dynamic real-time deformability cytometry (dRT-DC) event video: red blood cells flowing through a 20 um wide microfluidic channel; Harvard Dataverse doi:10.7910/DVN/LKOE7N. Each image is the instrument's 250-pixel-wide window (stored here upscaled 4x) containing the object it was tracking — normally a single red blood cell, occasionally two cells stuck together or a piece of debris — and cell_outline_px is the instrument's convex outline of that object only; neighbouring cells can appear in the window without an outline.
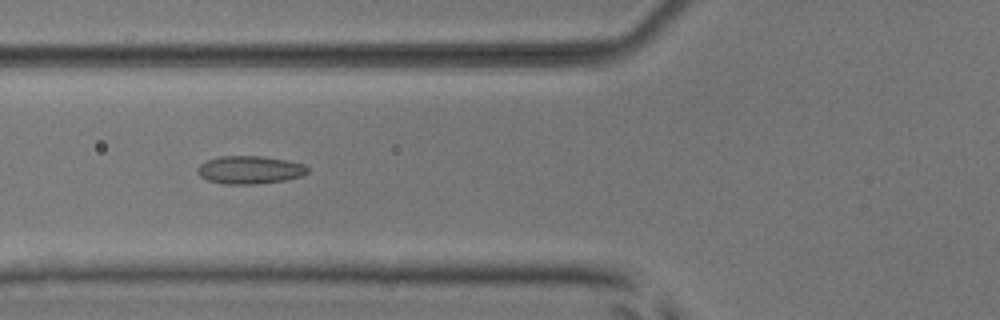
{"species": "common noctule bat (a hibernating species)", "species_latin": "Nyctalus noctula", "temperature_condition": "room temperature", "stored_images_in_passage": 8, "camera_frame_rate_fps": 3000, "um_per_image_px": 0.085, "animal": {"sex": "male", "body_mass_g": 17.9, "forearm_length_mm": 54.2}, "frame": {"image": 1, "passage_image": 6, "time_ms": 1.667, "image_size_px": [1000, 320], "cell_outline_px": [[308, 172], [304, 176], [284, 180], [256, 184], [224, 184], [208, 180], [200, 176], [196, 172], [196, 168], [200, 164], [208, 160], [220, 156], [260, 156], [284, 160], [304, 164], [308, 168]], "centroid_in_image_um": [21.22, 14.44], "position_along_channel_um": 104.6, "area_um2": 17.92}}
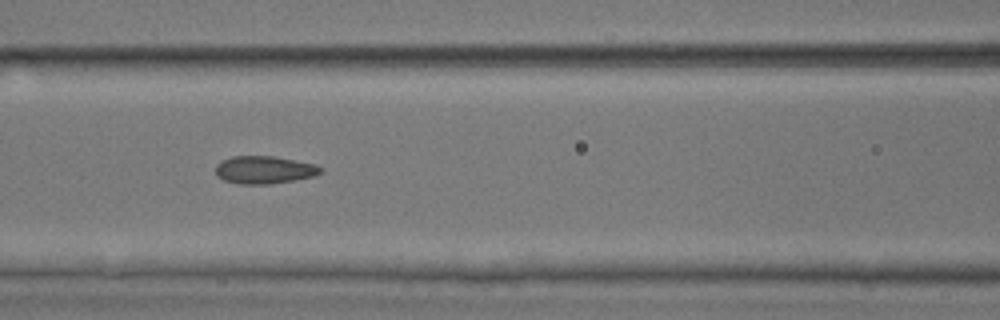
{"frame": {"image": 2, "passage_image": 7, "time_ms": 2.0, "image_size_px": [1000, 320], "cell_outline_px": [[324, 168], [320, 172], [312, 176], [292, 180], [268, 184], [240, 184], [224, 180], [216, 176], [216, 164], [220, 160], [232, 156], [272, 156], [316, 164]], "centroid_in_image_um": [22.41, 14.43], "position_along_channel_um": 144.2, "area_um2": 16.88}}
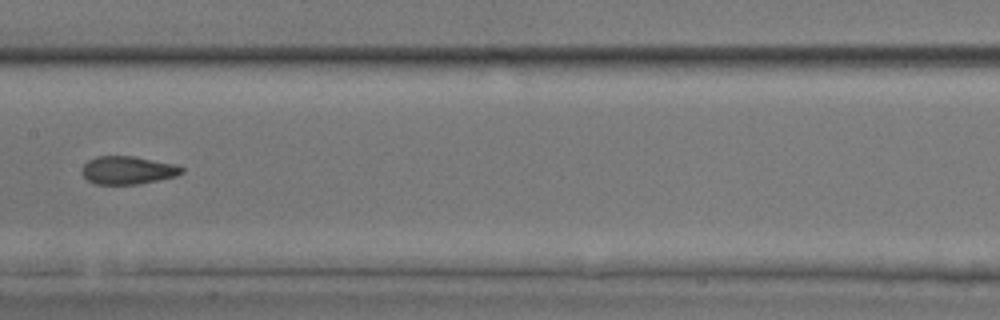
{"frame": {"image": 3, "passage_image": 8, "time_ms": 2.333, "image_size_px": [1000, 320], "cell_outline_px": [[184, 172], [176, 176], [136, 184], [96, 184], [88, 180], [80, 172], [80, 168], [88, 160], [96, 156], [136, 156], [176, 164], [184, 168]], "centroid_in_image_um": [10.85, 14.45], "position_along_channel_um": 196.6, "area_um2": 16.42}}